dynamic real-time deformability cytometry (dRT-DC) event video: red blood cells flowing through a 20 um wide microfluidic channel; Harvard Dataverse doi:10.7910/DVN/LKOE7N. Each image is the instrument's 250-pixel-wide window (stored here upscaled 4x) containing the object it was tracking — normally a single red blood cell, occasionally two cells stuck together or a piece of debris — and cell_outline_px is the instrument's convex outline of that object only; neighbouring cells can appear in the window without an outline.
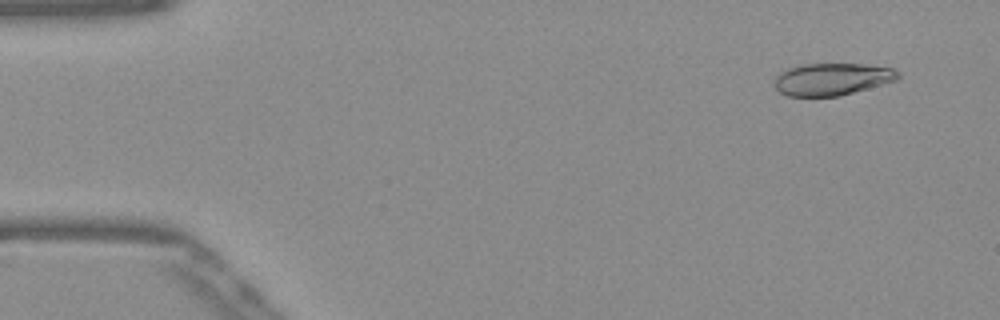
{"species": "Egyptian fruit bat (a non-hibernating species)", "species_latin": "Rousettus aegyptiacus", "temperature_condition": "warm", "stored_images_in_passage": 52, "camera_frame_rate_fps": 3000, "um_per_image_px": 0.085, "frame": {"image": 1, "passage_image": 4, "time_ms": 1.0, "image_size_px": [1000, 320], "cell_outline_px": [[900, 76], [896, 80], [868, 88], [836, 96], [788, 96], [780, 92], [772, 84], [772, 80], [780, 72], [788, 68], [804, 64], [864, 64], [892, 68], [900, 72]], "centroid_in_image_um": [70.68, 6.72], "position_along_channel_um": 14.3, "area_um2": 23.12}}
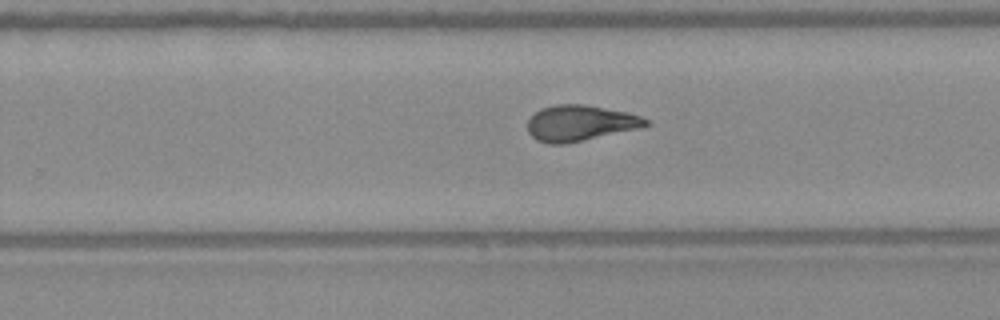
{"frame": {"image": 2, "passage_image": 33, "time_ms": 10.667, "image_size_px": [1000, 320], "cell_outline_px": [[648, 124], [640, 128], [564, 144], [548, 144], [536, 140], [528, 132], [528, 120], [540, 108], [556, 104], [588, 104], [628, 112], [640, 116], [648, 120]], "centroid_in_image_um": [49.29, 10.45], "position_along_channel_um": 280.5, "area_um2": 24.68}}
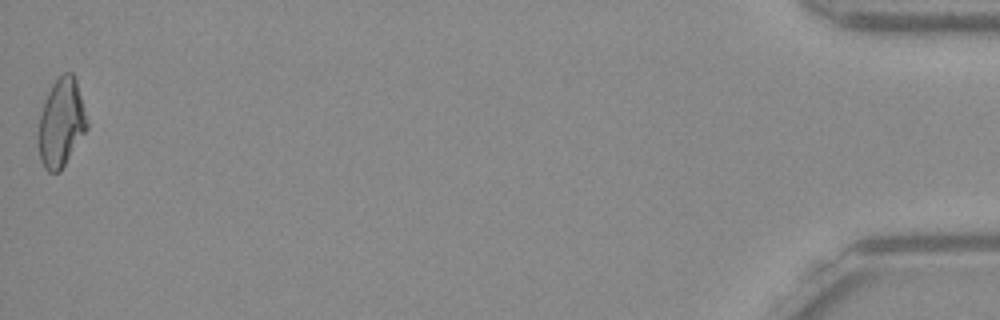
{"frame": {"image": 3, "passage_image": 52, "time_ms": 17.0, "image_size_px": [1000, 320], "cell_outline_px": [[88, 128], [60, 172], [48, 172], [44, 168], [40, 160], [36, 136], [36, 132], [44, 100], [52, 84], [64, 72], [72, 72], [76, 80], [88, 124]], "centroid_in_image_um": [5.16, 10.48], "position_along_channel_um": 430.0, "area_um2": 25.2}, "authors_computed_cell_mechanics": {"area_um2": 24.276, "velocity_mm_per_s": 3.8907, "shape_relaxation_time_tau1_ms": 6.0004, "shape_relaxation_time_tau2_ms": 1.4045, "deformation_change_tau1": 0.2068, "deformation_change_tau2": 0.0824}}